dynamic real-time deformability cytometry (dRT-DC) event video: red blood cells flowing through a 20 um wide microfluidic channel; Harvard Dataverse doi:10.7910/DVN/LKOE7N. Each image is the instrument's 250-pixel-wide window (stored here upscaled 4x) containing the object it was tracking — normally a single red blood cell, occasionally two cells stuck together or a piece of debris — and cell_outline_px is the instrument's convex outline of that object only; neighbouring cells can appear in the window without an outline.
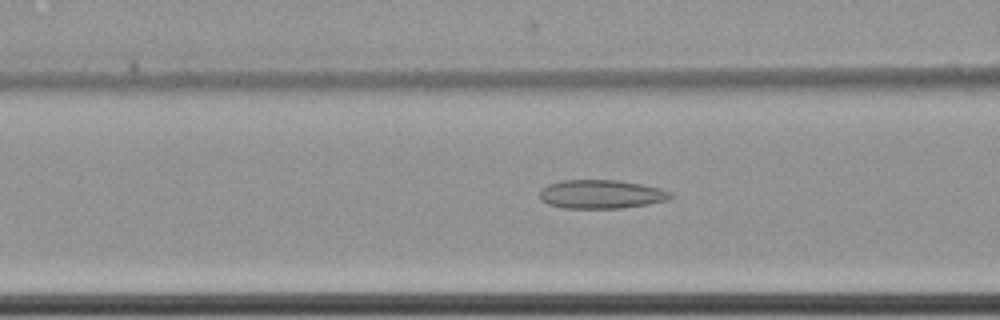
{"species": "common noctule bat (a hibernating species)", "species_latin": "Nyctalus noctula", "temperature_condition": "cold", "stored_images_in_passage": 45, "camera_frame_rate_fps": 3000, "um_per_image_px": 0.085, "animal": {"sex": "female", "body_mass_g": 22.7, "forearm_length_mm": 54.2}, "frame": {"image": 1, "passage_image": 22, "time_ms": 7.0, "image_size_px": [1000, 320], "cell_outline_px": [[676, 196], [668, 200], [648, 204], [620, 208], [564, 208], [548, 204], [540, 200], [540, 188], [548, 184], [560, 180], [616, 180], [644, 184], [660, 188], [672, 192]], "centroid_in_image_um": [51.12, 16.5], "position_along_channel_um": 115.5, "area_um2": 22.2}}
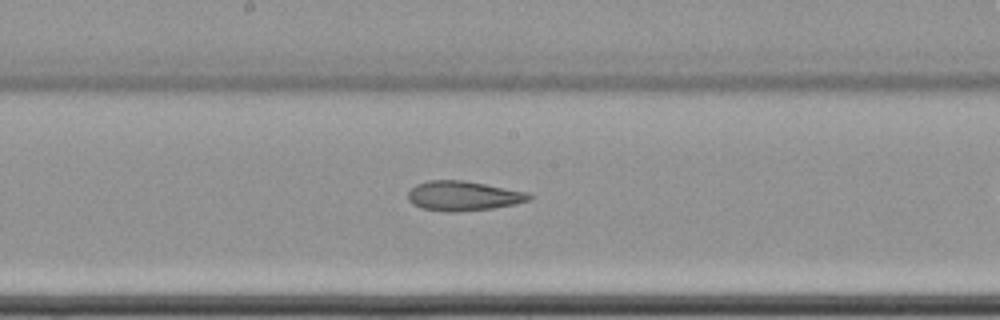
{"frame": {"image": 2, "passage_image": 30, "time_ms": 9.667, "image_size_px": [1000, 320], "cell_outline_px": [[532, 200], [516, 204], [492, 208], [456, 212], [444, 212], [424, 208], [412, 204], [408, 200], [408, 192], [416, 184], [428, 180], [464, 180], [528, 192], [532, 196]], "centroid_in_image_um": [39.39, 16.65], "position_along_channel_um": 208.8, "area_um2": 21.04}}
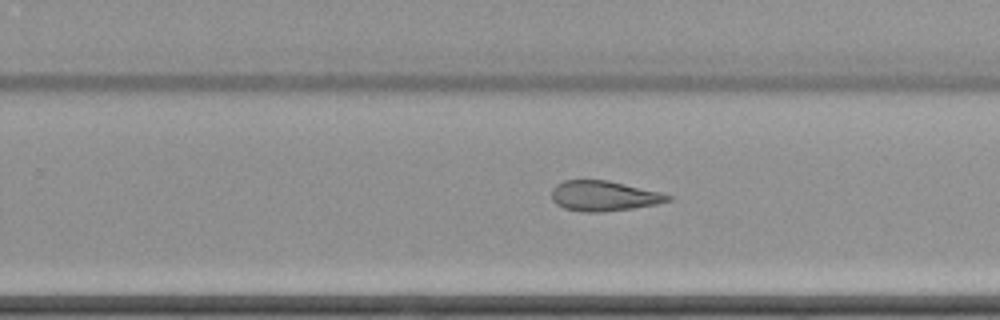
{"frame": {"image": 3, "passage_image": 36, "time_ms": 11.667, "image_size_px": [1000, 320], "cell_outline_px": [[672, 200], [656, 204], [632, 208], [600, 212], [584, 212], [564, 208], [556, 204], [552, 200], [552, 188], [556, 184], [564, 180], [608, 180], [660, 192], [672, 196]], "centroid_in_image_um": [51.31, 16.65], "position_along_channel_um": 278.5, "area_um2": 20.4}}